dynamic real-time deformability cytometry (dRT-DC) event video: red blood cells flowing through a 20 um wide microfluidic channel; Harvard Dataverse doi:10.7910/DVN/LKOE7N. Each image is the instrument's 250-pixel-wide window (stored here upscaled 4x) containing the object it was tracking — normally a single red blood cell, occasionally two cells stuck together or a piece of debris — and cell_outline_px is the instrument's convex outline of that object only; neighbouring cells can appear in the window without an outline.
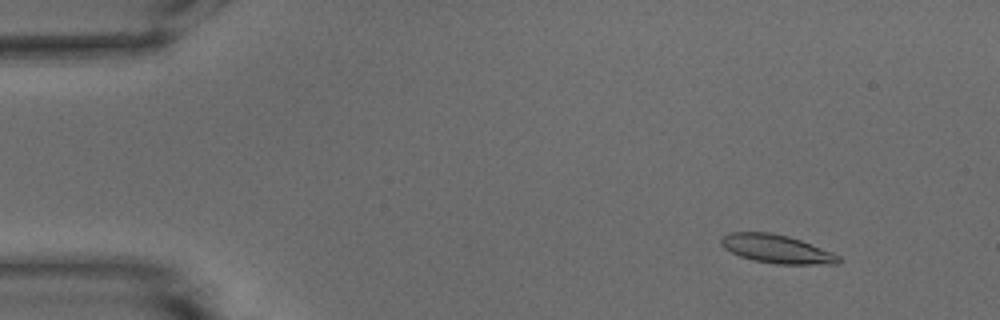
{"species": "common noctule bat (a hibernating species)", "species_latin": "Nyctalus noctula", "temperature_condition": "warm", "stored_images_in_passage": 53, "camera_frame_rate_fps": 3000, "um_per_image_px": 0.085, "animal": {"sex": "male", "body_mass_g": 15.6}, "frame": {"image": 1, "passage_image": 5, "time_ms": 1.333, "image_size_px": [1000, 320], "cell_outline_px": [[840, 260], [836, 264], [776, 264], [756, 260], [740, 256], [724, 248], [720, 244], [720, 236], [728, 232], [772, 232], [788, 236], [800, 240], [832, 252], [840, 256]], "centroid_in_image_um": [65.97, 21.14], "position_along_channel_um": 19.0, "area_um2": 19.42}}
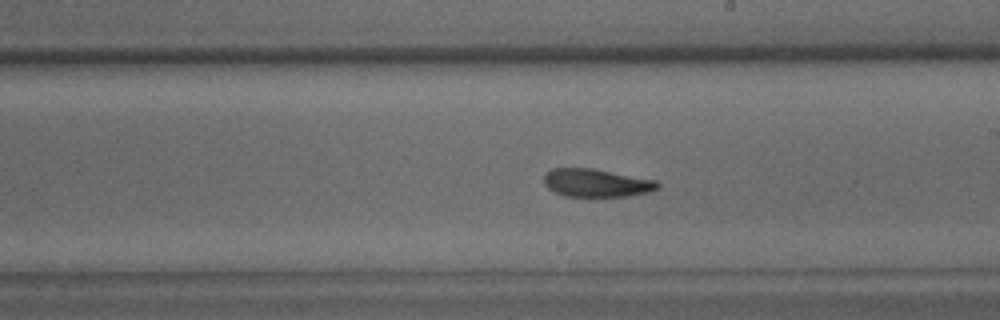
{"frame": {"image": 2, "passage_image": 30, "time_ms": 9.667, "image_size_px": [1000, 320], "cell_outline_px": [[660, 188], [648, 192], [628, 196], [564, 196], [548, 188], [544, 184], [544, 176], [552, 168], [592, 168], [656, 180], [660, 184]], "centroid_in_image_um": [50.71, 15.54], "position_along_channel_um": 238.3, "area_um2": 18.5}}
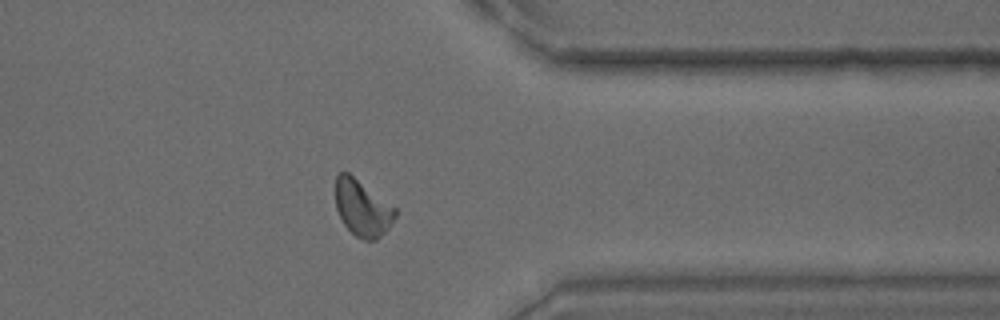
{"frame": {"image": 3, "passage_image": 42, "time_ms": 13.667, "image_size_px": [1000, 320], "cell_outline_px": [[396, 216], [388, 228], [376, 240], [364, 240], [356, 236], [344, 224], [336, 208], [336, 176], [340, 172], [348, 172], [396, 208]], "centroid_in_image_um": [30.8, 17.69], "position_along_channel_um": 380.6, "area_um2": 19.25}, "authors_computed_cell_mechanics": {"area_um2": 19.3052, "velocity_mm_per_s": 3.7672, "shape_relaxation_time_tau1_ms": 5.1693, "shape_relaxation_time_tau2_ms": 3.5308, "deformation_change_tau1": 0.1743, "deformation_change_tau2": 0.1064}}